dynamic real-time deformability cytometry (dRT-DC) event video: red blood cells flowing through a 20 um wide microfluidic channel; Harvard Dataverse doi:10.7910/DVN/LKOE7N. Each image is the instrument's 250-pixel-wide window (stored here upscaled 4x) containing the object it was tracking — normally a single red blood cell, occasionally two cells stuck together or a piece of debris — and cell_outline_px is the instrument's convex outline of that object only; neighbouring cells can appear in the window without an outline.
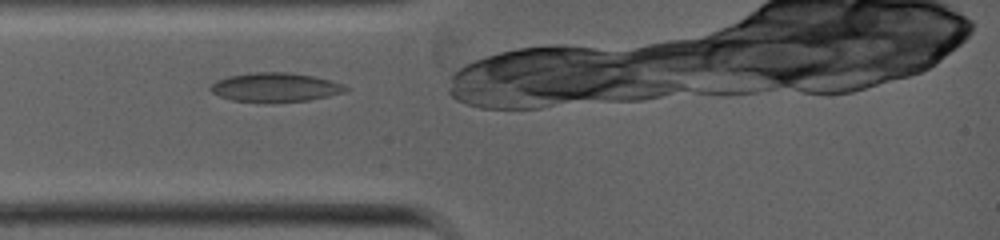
{"species": "common noctule bat (a hibernating species)", "species_latin": "Nyctalus noctula", "temperature_condition": "warm", "stored_images_in_passage": 4, "camera_frame_rate_fps": 5000, "um_per_image_px": 0.085, "animal": {"sex": "female", "body_mass_g": 19.0, "forearm_length_mm": 53.3}, "frame": {"image": 1, "passage_image": 1, "time_ms": 0.0, "image_size_px": [1000, 240], "cell_outline_px": [[352, 88], [344, 92], [328, 96], [308, 100], [272, 104], [232, 100], [220, 96], [212, 92], [208, 88], [216, 80], [228, 76], [256, 72], [288, 72], [312, 76], [344, 84]], "centroid_in_image_um": [23.39, 7.44], "position_along_channel_um": 61.6, "area_um2": 23.24}}
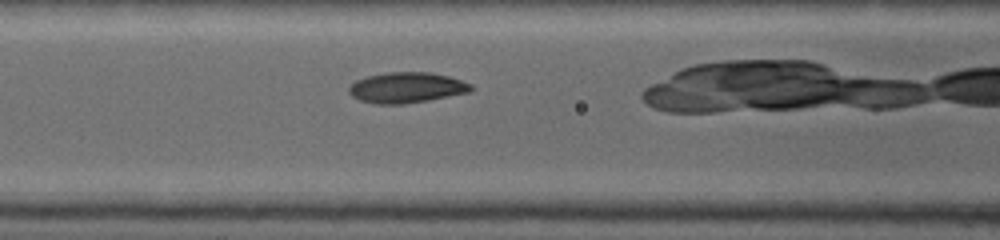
{"frame": {"image": 2, "passage_image": 4, "time_ms": 1.4, "image_size_px": [1000, 240], "cell_outline_px": [[472, 88], [468, 92], [428, 100], [404, 104], [376, 104], [360, 100], [352, 96], [348, 92], [348, 88], [356, 80], [368, 76], [384, 72], [432, 72], [448, 76], [472, 84]], "centroid_in_image_um": [34.53, 7.44], "position_along_channel_um": 132.1, "area_um2": 21.68}}